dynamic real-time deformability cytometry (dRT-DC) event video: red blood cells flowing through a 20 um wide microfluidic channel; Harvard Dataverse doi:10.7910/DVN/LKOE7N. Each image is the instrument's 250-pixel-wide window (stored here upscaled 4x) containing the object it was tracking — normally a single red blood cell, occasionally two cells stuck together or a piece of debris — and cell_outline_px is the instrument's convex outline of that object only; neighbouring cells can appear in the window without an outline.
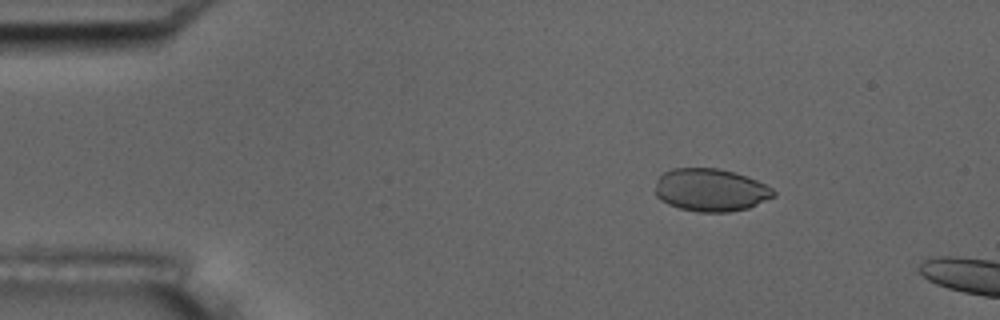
{"species": "common noctule bat (a hibernating species)", "species_latin": "Nyctalus noctula", "temperature_condition": "room temperature", "stored_images_in_passage": 5, "camera_frame_rate_fps": 3000, "um_per_image_px": 0.085, "animal": {"sex": "male", "body_mass_g": 17.5, "forearm_length_mm": 52.3}, "frame": {"image": 1, "passage_image": 3, "time_ms": 0.667, "image_size_px": [1000, 320], "cell_outline_px": [[776, 196], [748, 208], [728, 212], [696, 212], [680, 208], [668, 204], [660, 200], [656, 196], [656, 180], [664, 172], [672, 168], [716, 168], [736, 172], [756, 180], [772, 188], [776, 192]], "centroid_in_image_um": [60.4, 16.15], "position_along_channel_um": 24.6, "area_um2": 29.59}}